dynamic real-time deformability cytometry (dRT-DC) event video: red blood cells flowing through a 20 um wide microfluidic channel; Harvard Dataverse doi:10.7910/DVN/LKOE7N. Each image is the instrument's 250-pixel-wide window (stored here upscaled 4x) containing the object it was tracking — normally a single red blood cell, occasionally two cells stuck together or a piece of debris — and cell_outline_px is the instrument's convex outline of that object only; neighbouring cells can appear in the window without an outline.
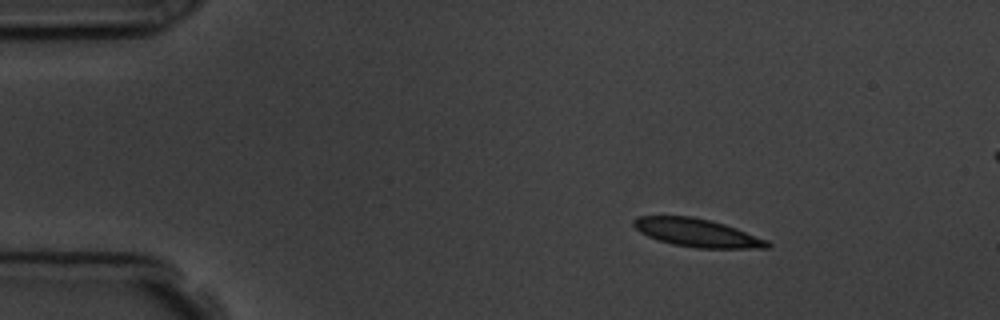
{"species": "common noctule bat (a hibernating species)", "species_latin": "Nyctalus noctula", "temperature_condition": "room temperature", "stored_images_in_passage": 4, "segment_of_instrument_passage": [1, 2], "camera_frame_rate_fps": 3000, "um_per_image_px": 0.085, "animal": {"sex": "male", "body_mass_g": 19.5, "forearm_length_mm": 54.6}, "frame": {"image": 1, "passage_image": 1, "time_ms": 0.0, "image_size_px": [1000, 320], "cell_outline_px": [[772, 244], [768, 248], [696, 248], [672, 244], [648, 236], [640, 232], [632, 224], [632, 220], [640, 216], [692, 216], [724, 224], [736, 228], [768, 240]], "centroid_in_image_um": [59.26, 19.79], "position_along_channel_um": 25.7, "area_um2": 21.79}}